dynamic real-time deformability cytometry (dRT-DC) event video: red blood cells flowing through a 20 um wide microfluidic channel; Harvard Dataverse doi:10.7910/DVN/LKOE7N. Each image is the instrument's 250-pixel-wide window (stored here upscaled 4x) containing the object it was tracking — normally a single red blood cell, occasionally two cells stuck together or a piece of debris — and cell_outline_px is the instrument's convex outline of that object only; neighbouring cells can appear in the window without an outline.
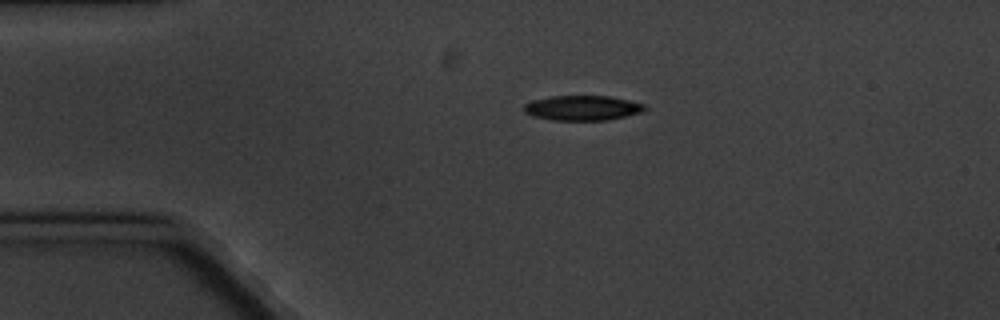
{"species": "common noctule bat (a hibernating species)", "species_latin": "Nyctalus noctula", "temperature_condition": "cold", "stored_images_in_passage": 2, "camera_frame_rate_fps": 3000, "um_per_image_px": 0.085, "animal": {"sex": "male", "body_mass_g": 20.1, "forearm_length_mm": 53.5}, "frame": {"image": 1, "passage_image": 1, "time_ms": 0.0, "image_size_px": [1000, 320], "cell_outline_px": [[648, 108], [644, 112], [608, 120], [552, 120], [532, 116], [524, 112], [524, 104], [532, 100], [552, 96], [608, 96], [628, 100], [644, 104]], "centroid_in_image_um": [49.52, 9.18], "position_along_channel_um": 35.5, "area_um2": 17.63}}